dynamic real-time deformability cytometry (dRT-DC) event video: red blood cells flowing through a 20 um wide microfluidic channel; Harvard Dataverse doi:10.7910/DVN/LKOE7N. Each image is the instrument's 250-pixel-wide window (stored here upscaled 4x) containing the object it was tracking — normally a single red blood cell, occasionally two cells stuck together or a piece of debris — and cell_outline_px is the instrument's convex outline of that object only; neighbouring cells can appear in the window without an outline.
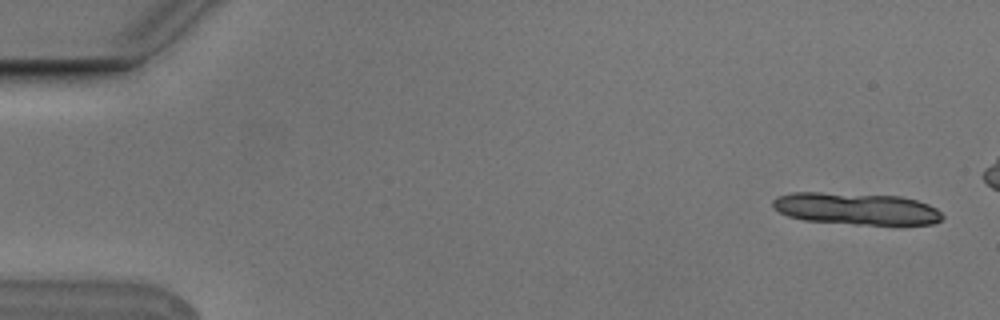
{"species": "Egyptian fruit bat (a non-hibernating species)", "species_latin": "Rousettus aegyptiacus", "temperature_condition": "cold", "stored_images_in_passage": 7, "segment_of_instrument_passage": [1, 2], "camera_frame_rate_fps": 3000, "um_per_image_px": 0.085, "animal": {"sex": "male"}, "frame": {"image": 1, "passage_image": 1, "time_ms": 0.0, "image_size_px": [1000, 320], "cell_outline_px": [[944, 216], [940, 220], [932, 224], [852, 224], [804, 220], [788, 216], [772, 208], [772, 200], [776, 196], [792, 192], [820, 192], [900, 196], [916, 200], [928, 204], [936, 208]], "centroid_in_image_um": [72.73, 17.73], "position_along_channel_um": 12.3, "area_um2": 31.62}}